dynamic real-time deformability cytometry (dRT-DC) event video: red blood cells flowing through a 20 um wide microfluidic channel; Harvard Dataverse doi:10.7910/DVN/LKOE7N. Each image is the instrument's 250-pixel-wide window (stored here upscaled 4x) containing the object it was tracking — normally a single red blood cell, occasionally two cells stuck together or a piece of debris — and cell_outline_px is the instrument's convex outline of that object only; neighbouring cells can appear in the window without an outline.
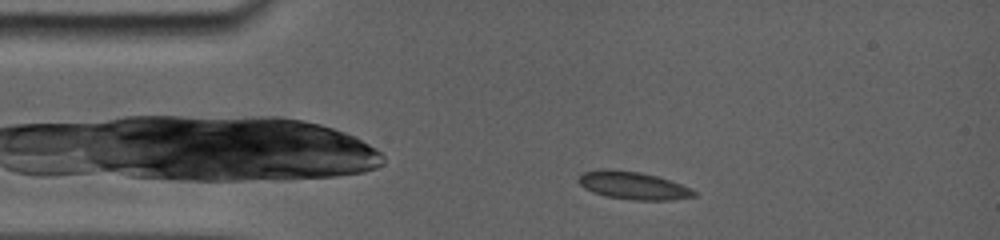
{"species": "common noctule bat (a hibernating species)", "species_latin": "Nyctalus noctula", "temperature_condition": "room temperature", "stored_images_in_passage": 31, "camera_frame_rate_fps": 5000, "um_per_image_px": 0.085, "animal": {"sex": "female", "body_mass_g": 19.0, "forearm_length_mm": 56.7}, "frame": {"image": 1, "passage_image": 4, "time_ms": 1.6, "image_size_px": [1000, 240], "cell_outline_px": [[696, 196], [672, 200], [632, 200], [604, 196], [592, 192], [584, 188], [576, 180], [584, 172], [640, 172], [656, 176], [692, 188], [696, 192]], "centroid_in_image_um": [53.88, 15.83], "position_along_channel_um": 31.1, "area_um2": 17.92}}
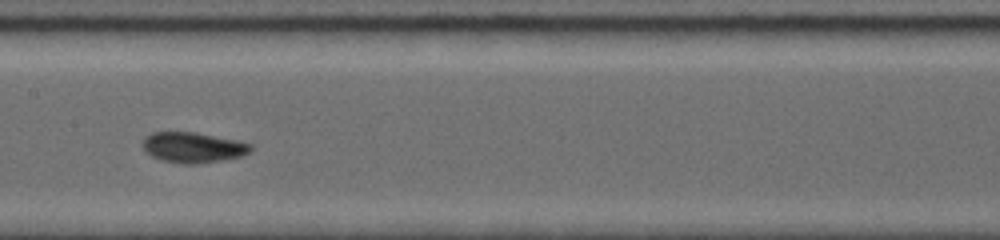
{"frame": {"image": 2, "passage_image": 17, "time_ms": 6.8, "image_size_px": [1000, 240], "cell_outline_px": [[252, 148], [248, 152], [240, 156], [224, 160], [196, 164], [184, 164], [164, 160], [152, 156], [144, 148], [144, 140], [152, 132], [192, 132], [252, 144]], "centroid_in_image_um": [16.41, 12.54], "position_along_channel_um": 191.0, "area_um2": 18.55}}
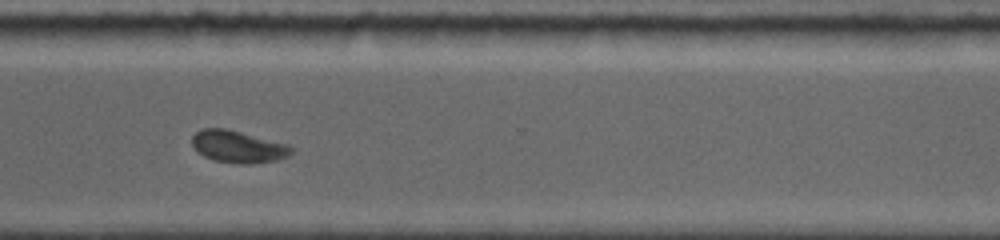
{"frame": {"image": 3, "passage_image": 28, "time_ms": 11.0, "image_size_px": [1000, 240], "cell_outline_px": [[292, 152], [288, 156], [276, 160], [252, 164], [240, 164], [212, 160], [204, 156], [192, 144], [192, 136], [196, 132], [204, 128], [224, 128], [288, 144], [292, 148]], "centroid_in_image_um": [20.24, 12.47], "position_along_channel_um": 350.4, "area_um2": 18.38}, "authors_computed_cell_mechanics": {"area_um2": 18.3804, "velocity_mm_per_s": 3.7918, "shape_relaxation_time_tau1_ms": 4.1291, "shape_relaxation_time_tau2_ms": 1.5712, "deformation_change_tau1": 0.1237, "deformation_change_tau2": 0.0516}}